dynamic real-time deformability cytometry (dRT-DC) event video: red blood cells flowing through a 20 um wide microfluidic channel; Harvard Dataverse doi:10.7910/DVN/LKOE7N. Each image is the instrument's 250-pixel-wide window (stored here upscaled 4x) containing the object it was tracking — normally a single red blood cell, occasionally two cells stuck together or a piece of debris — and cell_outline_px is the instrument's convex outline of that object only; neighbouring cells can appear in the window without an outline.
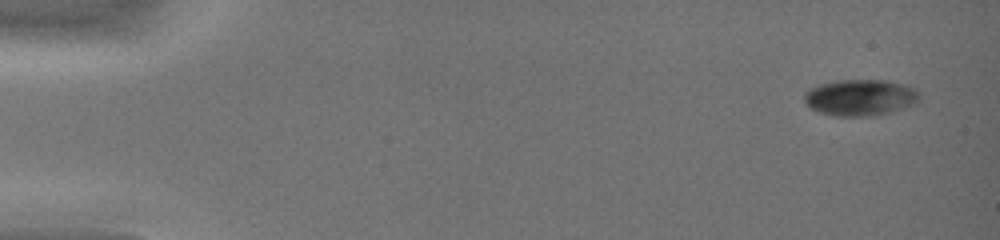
{"species": "common noctule bat (a hibernating species)", "species_latin": "Nyctalus noctula", "temperature_condition": "warm", "stored_images_in_passage": 45, "camera_frame_rate_fps": 3000, "um_per_image_px": 0.085, "animal": {"sex": "female", "body_mass_g": 19.0, "forearm_length_mm": 51.5}, "frame": {"image": 1, "passage_image": 3, "time_ms": 0.667, "image_size_px": [1000, 240], "cell_outline_px": [[920, 100], [916, 104], [904, 108], [872, 116], [832, 116], [820, 112], [812, 108], [804, 100], [804, 96], [808, 88], [820, 84], [836, 80], [884, 80], [904, 84], [916, 88], [920, 96]], "centroid_in_image_um": [73.15, 8.28], "position_along_channel_um": 11.9, "area_um2": 24.51}}
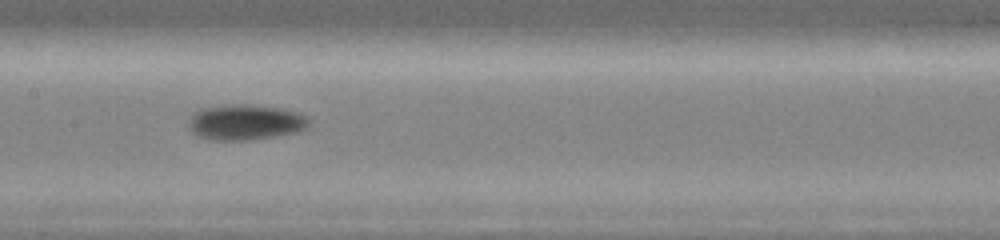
{"frame": {"image": 2, "passage_image": 25, "time_ms": 8.0, "image_size_px": [1000, 240], "cell_outline_px": [[312, 120], [308, 128], [300, 132], [276, 136], [248, 140], [208, 140], [196, 136], [188, 128], [188, 120], [200, 108], [224, 104], [252, 104], [284, 108], [300, 112], [308, 116]], "centroid_in_image_um": [20.91, 10.38], "position_along_channel_um": 186.5, "area_um2": 25.78}}
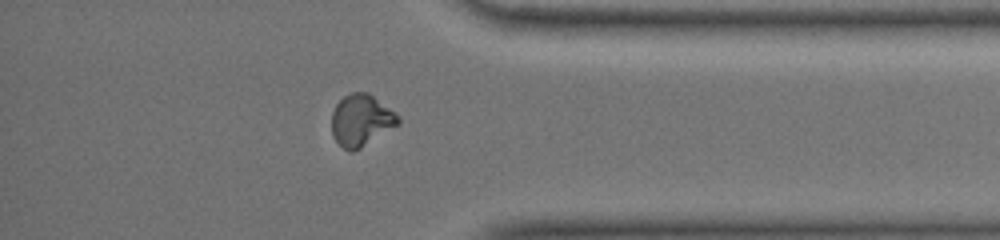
{"frame": {"image": 3, "passage_image": 40, "time_ms": 13.0, "image_size_px": [1000, 240], "cell_outline_px": [[400, 124], [360, 148], [352, 152], [344, 148], [336, 140], [332, 132], [332, 112], [336, 104], [344, 96], [352, 92], [368, 92], [400, 116]], "centroid_in_image_um": [30.71, 10.21], "position_along_channel_um": 404.5, "area_um2": 19.88}, "authors_computed_cell_mechanics": {"area_um2": 24.3338, "velocity_mm_per_s": 4.4146, "shape_relaxation_time_tau1_ms": 4.5331, "shape_relaxation_time_tau2_ms": null, "deformation_change_tau1": 0.152, "deformation_change_tau2": null}}